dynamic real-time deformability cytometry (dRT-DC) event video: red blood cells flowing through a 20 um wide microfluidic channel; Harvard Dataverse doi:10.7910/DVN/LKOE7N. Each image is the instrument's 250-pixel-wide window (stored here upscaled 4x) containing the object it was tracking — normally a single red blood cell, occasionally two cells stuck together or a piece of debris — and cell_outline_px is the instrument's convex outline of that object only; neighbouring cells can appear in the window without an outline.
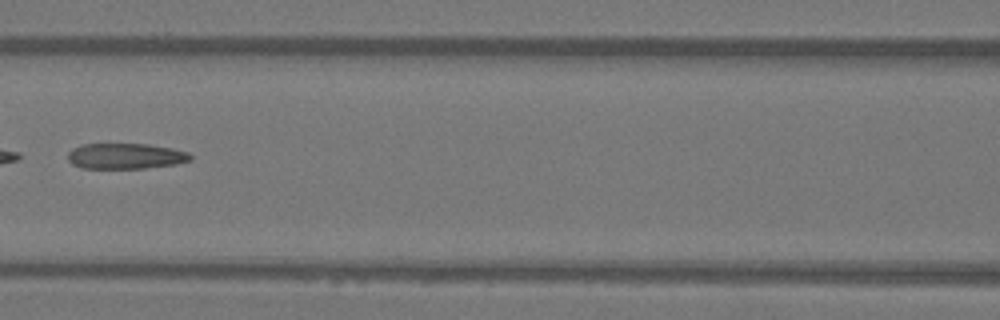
{"species": "Egyptian fruit bat (a non-hibernating species)", "species_latin": "Rousettus aegyptiacus", "temperature_condition": "warm", "stored_images_in_passage": 7, "camera_frame_rate_fps": 3000, "um_per_image_px": 0.085, "animal": {"sex": "female"}, "frame": {"image": 1, "passage_image": 7, "time_ms": 2.0, "image_size_px": [1000, 320], "cell_outline_px": [[192, 160], [176, 164], [144, 168], [80, 168], [72, 164], [68, 160], [68, 152], [72, 148], [84, 144], [148, 144], [172, 148], [188, 152], [192, 156]], "centroid_in_image_um": [10.67, 13.27], "position_along_channel_um": 155.9, "area_um2": 18.38}}